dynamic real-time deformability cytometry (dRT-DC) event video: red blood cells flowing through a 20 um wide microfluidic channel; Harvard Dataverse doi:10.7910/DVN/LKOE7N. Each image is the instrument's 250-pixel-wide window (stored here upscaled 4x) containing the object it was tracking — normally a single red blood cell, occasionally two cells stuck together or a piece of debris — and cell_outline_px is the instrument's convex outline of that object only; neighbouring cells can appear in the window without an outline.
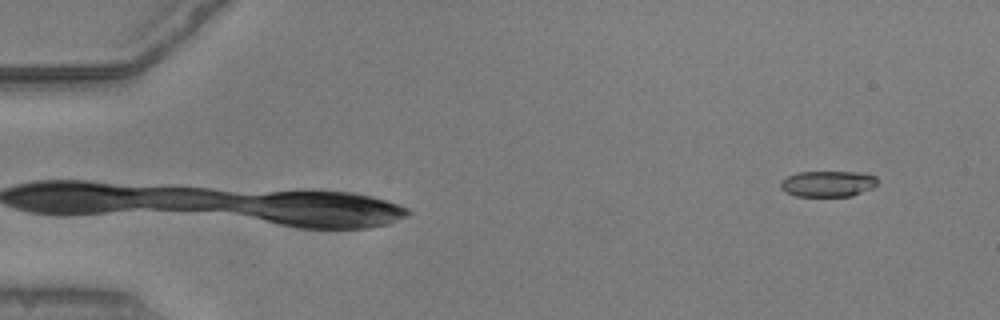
{"species": "common noctule bat (a hibernating species)", "species_latin": "Nyctalus noctula", "temperature_condition": "warm", "stored_images_in_passage": 51, "segment_of_instrument_passage": [1, 2], "camera_frame_rate_fps": 3000, "um_per_image_px": 0.085, "animal": {"sex": "male", "body_mass_g": 20.5, "forearm_length_mm": 52.5}, "frame": {"image": 1, "passage_image": 1, "time_ms": 0.0, "image_size_px": [1000, 320], "cell_outline_px": [[876, 184], [872, 188], [852, 196], [796, 196], [784, 192], [780, 188], [780, 180], [796, 172], [856, 172], [876, 176]], "centroid_in_image_um": [70.31, 15.62], "position_along_channel_um": 14.7, "area_um2": 14.68}}
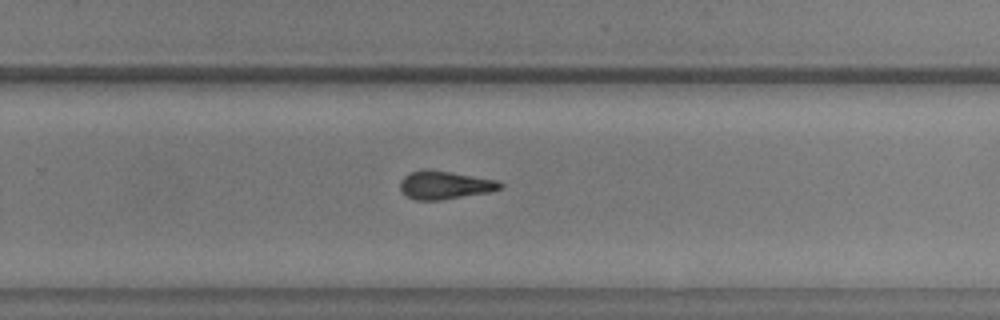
{"frame": {"image": 2, "passage_image": 32, "time_ms": 10.333, "image_size_px": [1000, 320], "cell_outline_px": [[504, 184], [500, 188], [488, 192], [440, 200], [416, 200], [408, 196], [400, 188], [400, 180], [404, 176], [420, 168], [428, 168], [500, 180]], "centroid_in_image_um": [37.81, 15.7], "position_along_channel_um": 292.0, "area_um2": 16.53}}
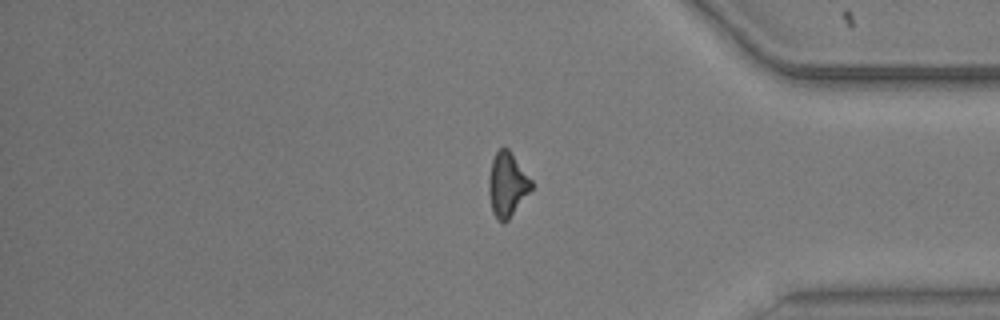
{"frame": {"image": 3, "passage_image": 41, "time_ms": 13.333, "image_size_px": [1000, 320], "cell_outline_px": [[532, 188], [508, 220], [504, 224], [496, 220], [492, 212], [488, 192], [488, 180], [492, 160], [496, 152], [500, 148], [508, 148], [532, 180]], "centroid_in_image_um": [43.09, 15.71], "position_along_channel_um": 392.1, "area_um2": 15.95}}